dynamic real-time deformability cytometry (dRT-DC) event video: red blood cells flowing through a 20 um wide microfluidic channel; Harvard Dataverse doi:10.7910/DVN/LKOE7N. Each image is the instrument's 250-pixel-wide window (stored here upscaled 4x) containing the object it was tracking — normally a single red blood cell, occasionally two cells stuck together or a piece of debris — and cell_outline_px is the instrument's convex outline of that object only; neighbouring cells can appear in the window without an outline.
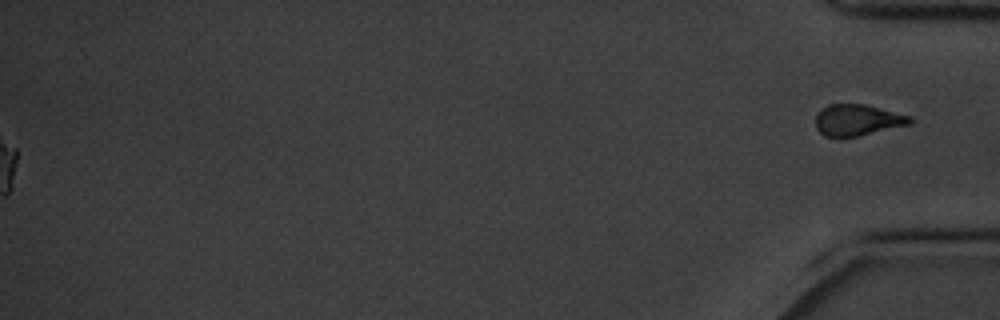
{"species": "common noctule bat (a hibernating species)", "species_latin": "Nyctalus noctula", "temperature_condition": "cold", "stored_images_in_passage": 44, "segment_of_instrument_passage": [2, 2], "camera_frame_rate_fps": 3000, "um_per_image_px": 0.085, "animal": {"sex": "male", "body_mass_g": 20.1, "forearm_length_mm": 53.5}, "frame": {"image": 1, "passage_image": 44, "time_ms": 14.333, "image_size_px": [1000, 320], "cell_outline_px": [[912, 120], [908, 124], [856, 136], [836, 140], [824, 136], [816, 128], [816, 112], [820, 108], [828, 104], [864, 104], [912, 116]], "centroid_in_image_um": [72.79, 10.22], "position_along_channel_um": 362.4, "area_um2": 17.4}}